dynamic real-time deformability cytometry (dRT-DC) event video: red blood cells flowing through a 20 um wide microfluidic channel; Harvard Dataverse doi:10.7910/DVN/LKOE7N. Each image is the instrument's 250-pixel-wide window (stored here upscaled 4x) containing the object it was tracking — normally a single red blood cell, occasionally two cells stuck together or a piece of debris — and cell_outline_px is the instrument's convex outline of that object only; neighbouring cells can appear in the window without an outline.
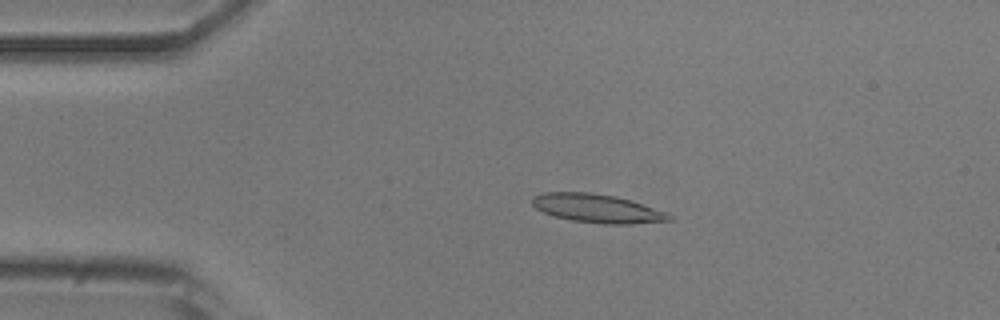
{"species": "common noctule bat (a hibernating species)", "species_latin": "Nyctalus noctula", "temperature_condition": "room temperature", "stored_images_in_passage": 49, "camera_frame_rate_fps": 3000, "um_per_image_px": 0.085, "animal": {"sex": "male", "body_mass_g": 20.5, "forearm_length_mm": 52.5}, "frame": {"image": 1, "passage_image": 8, "time_ms": 2.333, "image_size_px": [1000, 320], "cell_outline_px": [[672, 220], [632, 224], [604, 224], [572, 220], [556, 216], [544, 212], [536, 208], [532, 204], [532, 196], [544, 192], [592, 192], [616, 196], [664, 212], [672, 216]], "centroid_in_image_um": [50.71, 17.71], "position_along_channel_um": 34.3, "area_um2": 22.48}}
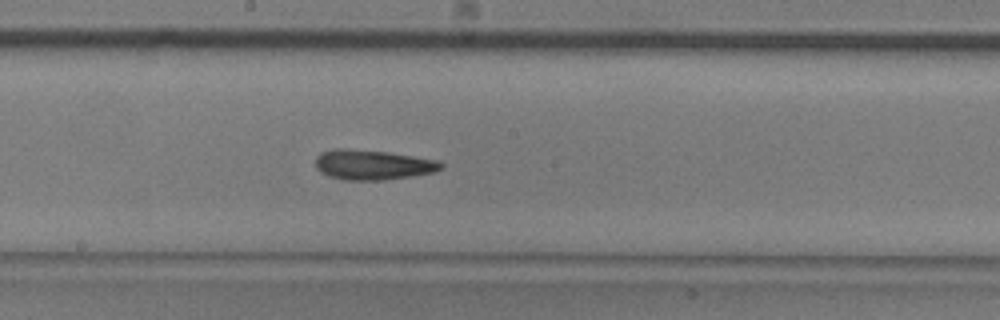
{"frame": {"image": 2, "passage_image": 25, "time_ms": 8.0, "image_size_px": [1000, 320], "cell_outline_px": [[444, 164], [436, 172], [384, 180], [344, 180], [328, 176], [320, 172], [316, 168], [316, 156], [320, 152], [340, 148], [344, 148], [388, 152], [440, 160]], "centroid_in_image_um": [31.68, 14.0], "position_along_channel_um": 216.5, "area_um2": 22.02}}
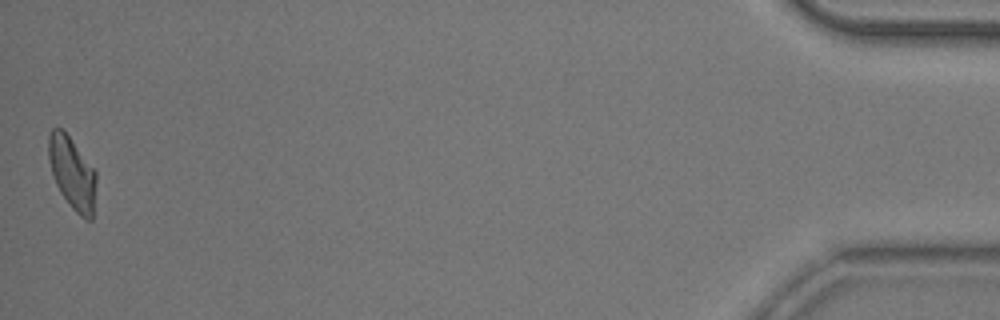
{"frame": {"image": 3, "passage_image": 49, "time_ms": 16.0, "image_size_px": [1000, 320], "cell_outline_px": [[96, 180], [92, 220], [84, 220], [72, 208], [60, 192], [56, 184], [48, 160], [48, 136], [52, 128], [60, 128], [68, 136], [96, 172]], "centroid_in_image_um": [6.12, 14.74], "position_along_channel_um": 429.1, "area_um2": 19.77}, "authors_computed_cell_mechanics": {"area_um2": 21.097, "velocity_mm_per_s": 3.8538, "shape_relaxation_time_tau1_ms": 5.9569, "shape_relaxation_time_tau2_ms": 6.5472, "deformation_change_tau1": 0.1697, "deformation_change_tau2": 0.1764}}